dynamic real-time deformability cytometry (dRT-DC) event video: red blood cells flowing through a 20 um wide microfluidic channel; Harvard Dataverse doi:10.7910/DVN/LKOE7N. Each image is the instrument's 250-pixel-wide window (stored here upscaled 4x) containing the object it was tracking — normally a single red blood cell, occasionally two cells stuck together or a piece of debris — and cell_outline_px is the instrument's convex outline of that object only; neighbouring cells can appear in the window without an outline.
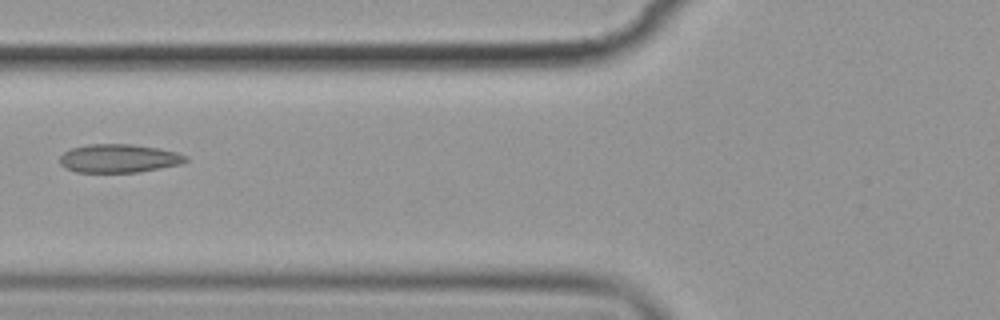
{"species": "common noctule bat (a hibernating species)", "species_latin": "Nyctalus noctula", "temperature_condition": "cold", "stored_images_in_passage": 7, "camera_frame_rate_fps": 3000, "um_per_image_px": 0.085, "animal": {"sex": "female", "body_mass_g": 19.9}, "frame": {"image": 1, "passage_image": 4, "time_ms": 3.667, "image_size_px": [1000, 320], "cell_outline_px": [[188, 160], [180, 164], [136, 172], [76, 172], [60, 164], [60, 156], [64, 152], [72, 148], [88, 144], [132, 144], [160, 148], [176, 152], [188, 156]], "centroid_in_image_um": [10.11, 13.45], "position_along_channel_um": 115.7, "area_um2": 20.75}}
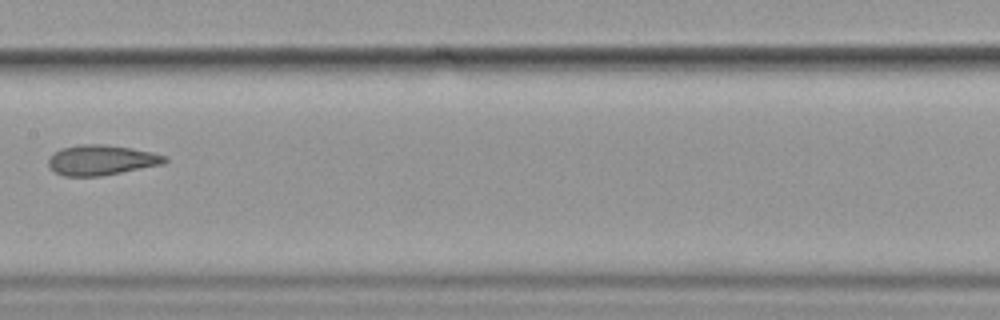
{"frame": {"image": 2, "passage_image": 6, "time_ms": 6.0, "image_size_px": [1000, 320], "cell_outline_px": [[168, 160], [164, 164], [100, 176], [64, 176], [52, 172], [48, 164], [48, 160], [60, 148], [80, 144], [100, 144], [132, 148], [152, 152], [164, 156]], "centroid_in_image_um": [8.59, 13.61], "position_along_channel_um": 198.8, "area_um2": 20.4}}
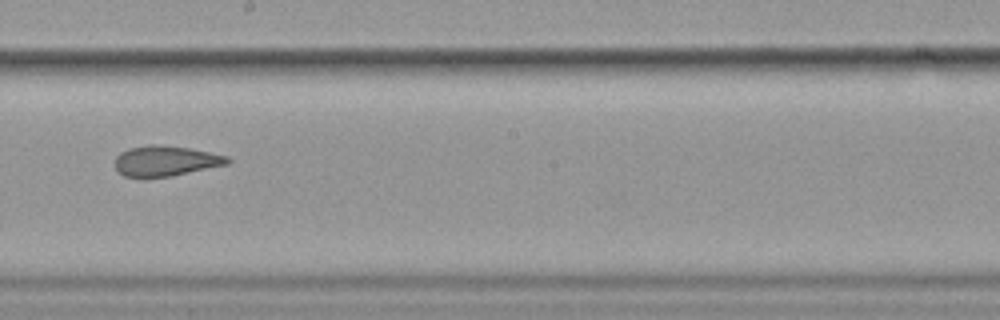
{"frame": {"image": 3, "passage_image": 7, "time_ms": 7.0, "image_size_px": [1000, 320], "cell_outline_px": [[232, 160], [228, 164], [172, 176], [124, 176], [116, 168], [116, 156], [120, 152], [128, 148], [148, 144], [156, 144], [188, 148], [228, 156]], "centroid_in_image_um": [14.09, 13.66], "position_along_channel_um": 234.1, "area_um2": 19.65}}